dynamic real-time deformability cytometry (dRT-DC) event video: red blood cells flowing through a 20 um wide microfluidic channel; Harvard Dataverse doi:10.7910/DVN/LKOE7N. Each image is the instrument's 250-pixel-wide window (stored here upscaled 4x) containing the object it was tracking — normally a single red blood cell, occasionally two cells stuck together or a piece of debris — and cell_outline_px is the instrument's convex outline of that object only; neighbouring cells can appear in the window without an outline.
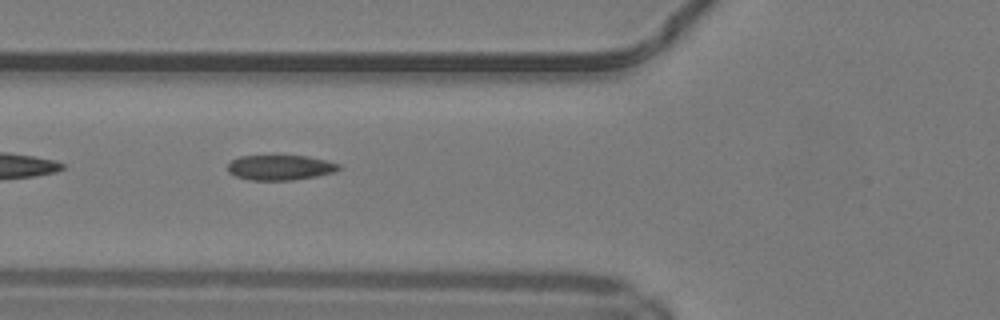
{"species": "common noctule bat (a hibernating species)", "species_latin": "Nyctalus noctula", "temperature_condition": "warm", "stored_images_in_passage": 50, "segment_of_instrument_passage": [2, 2], "camera_frame_rate_fps": 3000, "um_per_image_px": 0.085, "animal": {"sex": "male", "body_mass_g": 19.2, "forearm_length_mm": 51.8}, "frame": {"image": 1, "passage_image": 19, "time_ms": 6.0, "image_size_px": [1000, 320], "cell_outline_px": [[340, 168], [336, 172], [316, 176], [292, 180], [248, 180], [236, 176], [228, 172], [228, 164], [232, 160], [240, 156], [308, 156], [340, 164]], "centroid_in_image_um": [23.81, 14.24], "position_along_channel_um": 102.0, "area_um2": 16.18}}
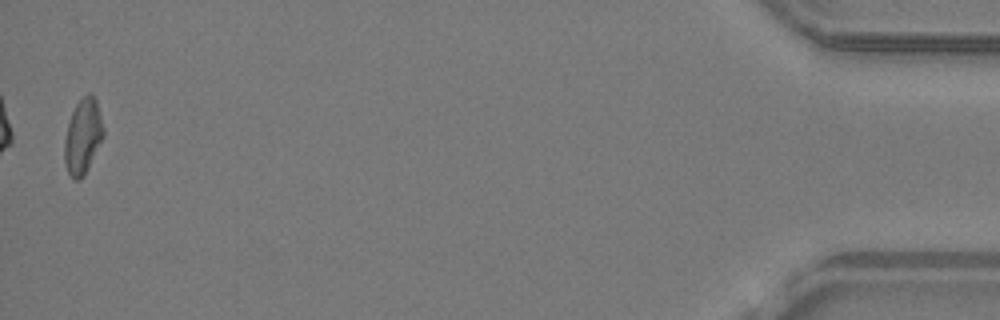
{"frame": {"image": 2, "passage_image": 49, "time_ms": 16.0, "image_size_px": [1000, 320], "cell_outline_px": [[104, 136], [84, 176], [80, 180], [72, 180], [68, 172], [64, 160], [64, 140], [68, 124], [72, 112], [76, 104], [88, 92], [92, 92], [96, 100], [104, 128]], "centroid_in_image_um": [7.04, 11.61], "position_along_channel_um": 428.2, "area_um2": 17.11}}